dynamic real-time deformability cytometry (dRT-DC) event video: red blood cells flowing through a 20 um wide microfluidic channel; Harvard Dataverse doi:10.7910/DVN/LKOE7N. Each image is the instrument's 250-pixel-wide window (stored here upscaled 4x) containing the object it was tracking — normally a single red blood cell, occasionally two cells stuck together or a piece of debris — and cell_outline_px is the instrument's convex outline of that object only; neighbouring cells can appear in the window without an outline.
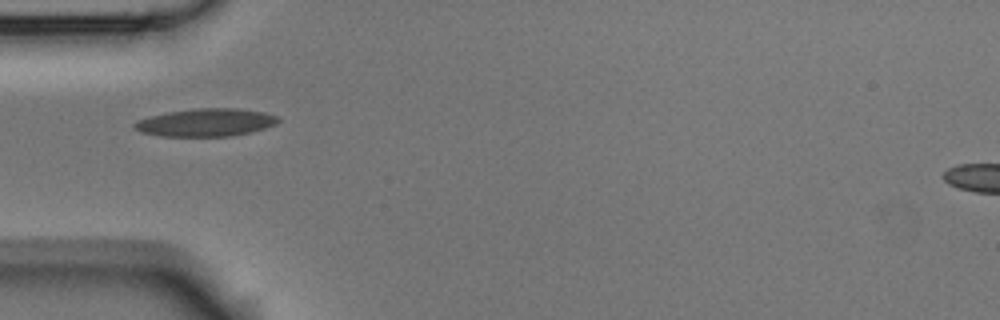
{"species": "Egyptian fruit bat (a non-hibernating species)", "species_latin": "Rousettus aegyptiacus", "temperature_condition": "room temperature", "stored_images_in_passage": 3, "camera_frame_rate_fps": 3000, "um_per_image_px": 0.085, "animal": {"sex": "male"}, "frame": {"image": 1, "passage_image": 1, "time_ms": 0.0, "image_size_px": [1000, 320], "cell_outline_px": [[280, 120], [276, 124], [264, 128], [232, 136], [160, 136], [140, 132], [132, 128], [132, 124], [136, 120], [168, 112], [196, 108], [236, 108], [264, 112], [276, 116]], "centroid_in_image_um": [17.45, 10.41], "position_along_channel_um": 67.5, "area_um2": 23.24}}
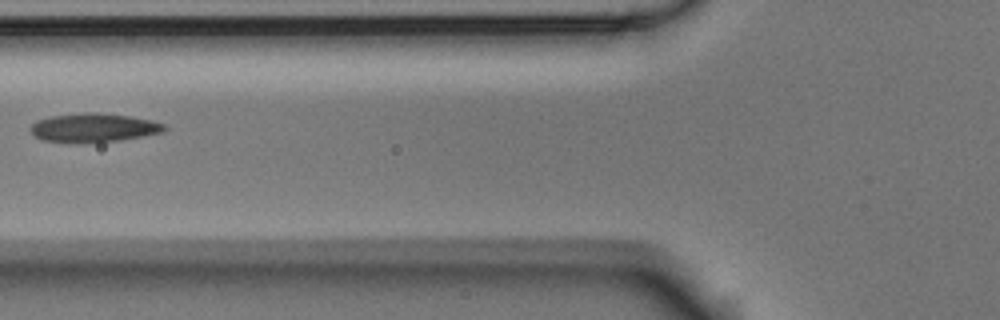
{"frame": {"image": 2, "passage_image": 2, "time_ms": 0.333, "image_size_px": [1000, 320], "cell_outline_px": [[168, 128], [164, 132], [120, 140], [68, 144], [40, 140], [28, 128], [36, 120], [52, 116], [84, 112], [96, 112], [132, 116], [152, 120], [164, 124]], "centroid_in_image_um": [7.94, 10.86], "position_along_channel_um": 117.9, "area_um2": 22.89}}
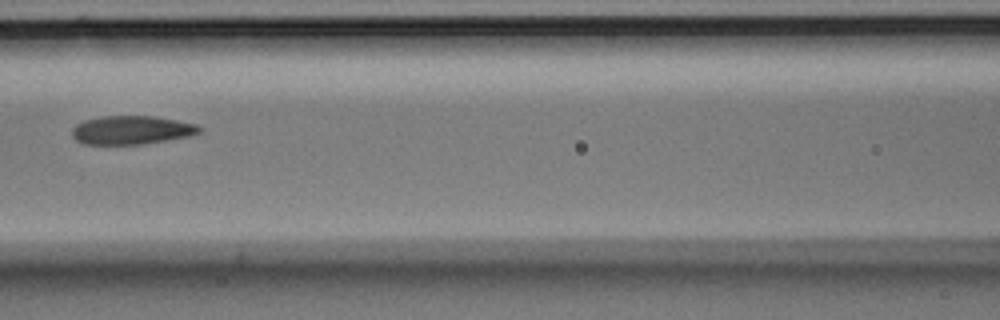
{"frame": {"image": 3, "passage_image": 3, "time_ms": 0.667, "image_size_px": [1000, 320], "cell_outline_px": [[200, 132], [188, 136], [140, 144], [84, 144], [76, 140], [72, 136], [72, 128], [76, 124], [84, 120], [104, 116], [152, 116], [176, 120], [196, 124], [200, 128]], "centroid_in_image_um": [11.13, 11.05], "position_along_channel_um": 155.5, "area_um2": 20.92}}